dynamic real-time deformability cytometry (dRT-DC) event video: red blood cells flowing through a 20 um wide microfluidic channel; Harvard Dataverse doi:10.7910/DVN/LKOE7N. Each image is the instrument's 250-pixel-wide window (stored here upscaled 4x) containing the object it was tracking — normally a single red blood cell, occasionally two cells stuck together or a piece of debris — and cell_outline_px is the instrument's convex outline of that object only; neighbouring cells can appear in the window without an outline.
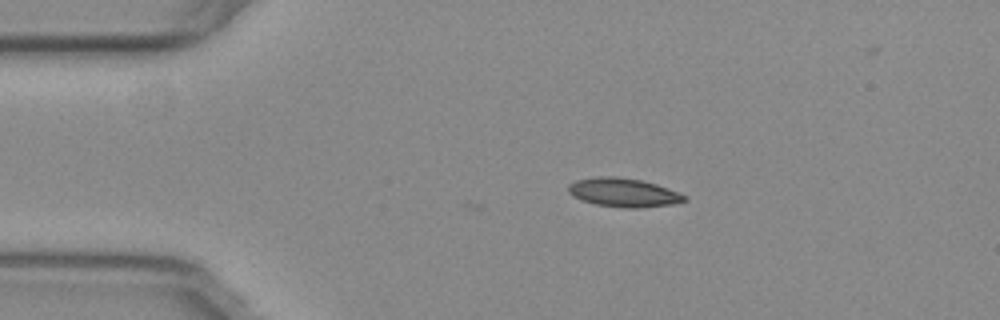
{"species": "common noctule bat (a hibernating species)", "species_latin": "Nyctalus noctula", "temperature_condition": "warm", "stored_images_in_passage": 44, "camera_frame_rate_fps": 3000, "um_per_image_px": 0.085, "animal": {"sex": "female", "body_mass_g": 29.2, "forearm_length_mm": 56.3}, "frame": {"image": 1, "passage_image": 1, "time_ms": 0.0, "image_size_px": [1000, 320], "cell_outline_px": [[688, 200], [676, 204], [640, 208], [624, 208], [596, 204], [580, 200], [572, 196], [568, 192], [568, 184], [576, 180], [596, 176], [616, 176], [640, 180], [656, 184], [668, 188], [688, 196]], "centroid_in_image_um": [53.01, 16.37], "position_along_channel_um": 32.0, "area_um2": 19.77}}
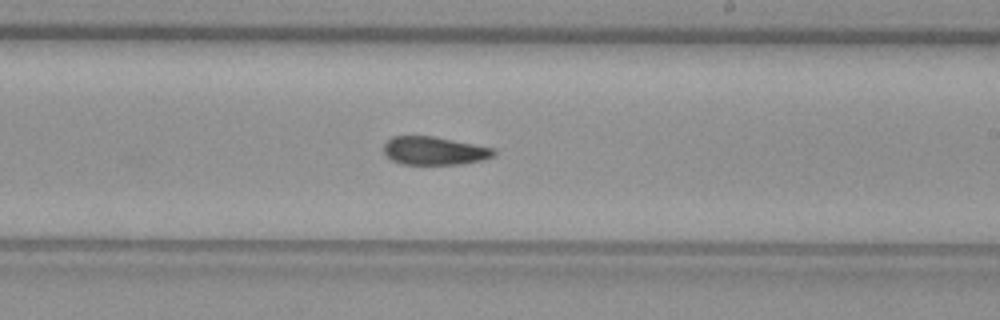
{"frame": {"image": 2, "passage_image": 22, "time_ms": 7.0, "image_size_px": [1000, 320], "cell_outline_px": [[496, 156], [484, 160], [460, 164], [400, 164], [392, 160], [384, 152], [384, 144], [392, 136], [432, 136], [496, 148]], "centroid_in_image_um": [36.97, 12.82], "position_along_channel_um": 252.0, "area_um2": 18.21}}
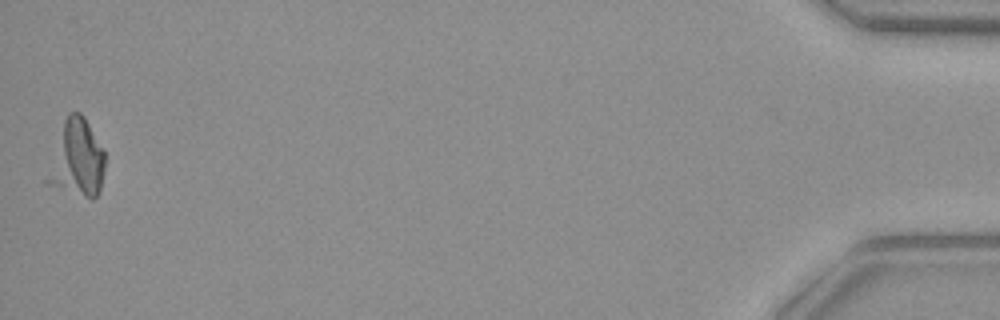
{"frame": {"image": 3, "passage_image": 44, "time_ms": 14.333, "image_size_px": [1000, 320], "cell_outline_px": [[104, 168], [100, 188], [96, 196], [92, 200], [44, 184], [44, 180], [64, 120], [68, 112], [80, 112], [84, 116], [104, 152]], "centroid_in_image_um": [6.51, 13.53], "position_along_channel_um": 428.7, "area_um2": 25.61}, "authors_computed_cell_mechanics": {"area_um2": 18.9873, "velocity_mm_per_s": 3.7822, "shape_relaxation_time_tau1_ms": null, "shape_relaxation_time_tau2_ms": 6.9095, "deformation_change_tau1": null, "deformation_change_tau2": 0.1458}}